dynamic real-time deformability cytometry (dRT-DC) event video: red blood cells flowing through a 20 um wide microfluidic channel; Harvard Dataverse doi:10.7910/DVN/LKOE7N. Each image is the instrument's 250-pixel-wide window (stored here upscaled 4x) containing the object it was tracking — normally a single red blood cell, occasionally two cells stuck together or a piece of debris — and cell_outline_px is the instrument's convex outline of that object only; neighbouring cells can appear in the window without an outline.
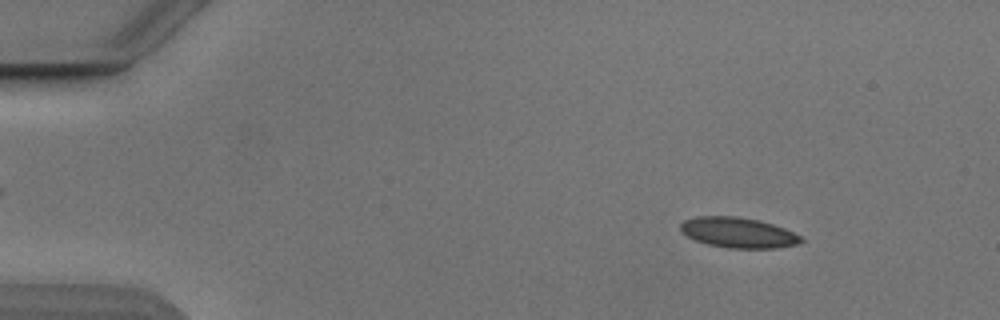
{"species": "Egyptian fruit bat (a non-hibernating species)", "species_latin": "Rousettus aegyptiacus", "temperature_condition": "cold", "stored_images_in_passage": 52, "camera_frame_rate_fps": 3000, "um_per_image_px": 0.085, "animal": {"sex": "male"}, "frame": {"image": 1, "passage_image": 6, "time_ms": 1.667, "image_size_px": [1000, 320], "cell_outline_px": [[804, 240], [796, 244], [776, 248], [728, 248], [708, 244], [696, 240], [680, 232], [680, 224], [684, 220], [700, 216], [736, 216], [756, 220], [772, 224], [784, 228], [800, 236]], "centroid_in_image_um": [62.72, 19.77], "position_along_channel_um": 22.3, "area_um2": 21.1}}
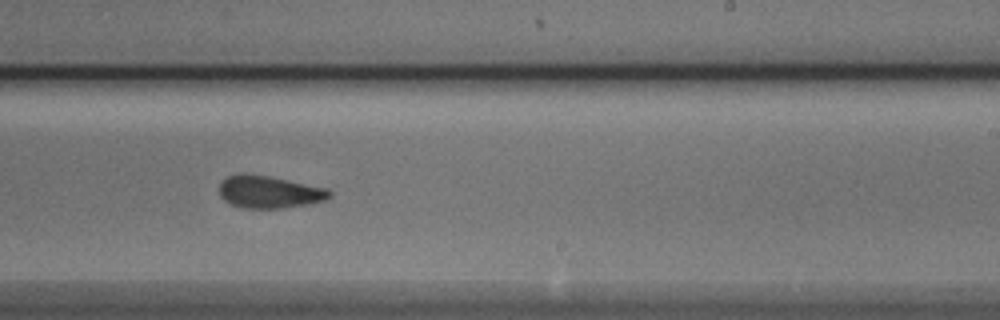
{"frame": {"image": 2, "passage_image": 32, "time_ms": 10.333, "image_size_px": [1000, 320], "cell_outline_px": [[332, 196], [324, 200], [308, 204], [284, 208], [244, 208], [232, 204], [224, 200], [220, 196], [220, 184], [228, 176], [240, 172], [244, 172], [268, 176], [328, 188], [332, 192]], "centroid_in_image_um": [22.89, 16.3], "position_along_channel_um": 266.1, "area_um2": 20.87}}
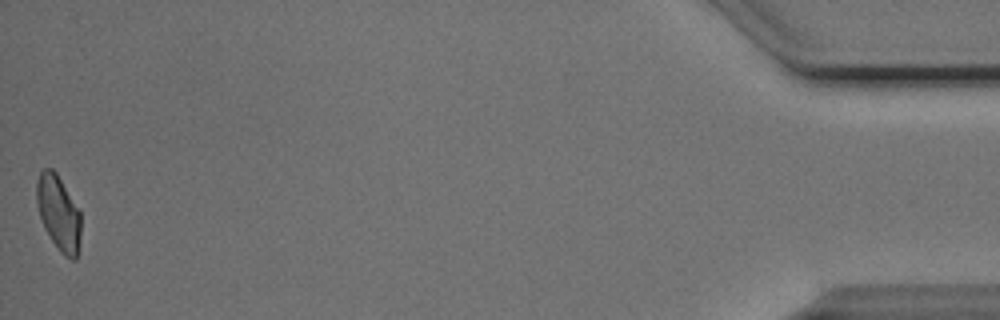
{"frame": {"image": 3, "passage_image": 52, "time_ms": 17.0, "image_size_px": [1000, 320], "cell_outline_px": [[80, 236], [76, 260], [72, 260], [64, 256], [60, 252], [44, 228], [36, 204], [36, 180], [40, 172], [44, 168], [52, 168], [56, 172], [80, 208]], "centroid_in_image_um": [4.98, 18.07], "position_along_channel_um": 430.2, "area_um2": 19.59}, "authors_computed_cell_mechanics": {"area_um2": 20.8658, "velocity_mm_per_s": 3.8657, "shape_relaxation_time_tau1_ms": 2.4731, "shape_relaxation_time_tau2_ms": 1.7154, "deformation_change_tau1": 0.0765, "deformation_change_tau2": 0.0744}}